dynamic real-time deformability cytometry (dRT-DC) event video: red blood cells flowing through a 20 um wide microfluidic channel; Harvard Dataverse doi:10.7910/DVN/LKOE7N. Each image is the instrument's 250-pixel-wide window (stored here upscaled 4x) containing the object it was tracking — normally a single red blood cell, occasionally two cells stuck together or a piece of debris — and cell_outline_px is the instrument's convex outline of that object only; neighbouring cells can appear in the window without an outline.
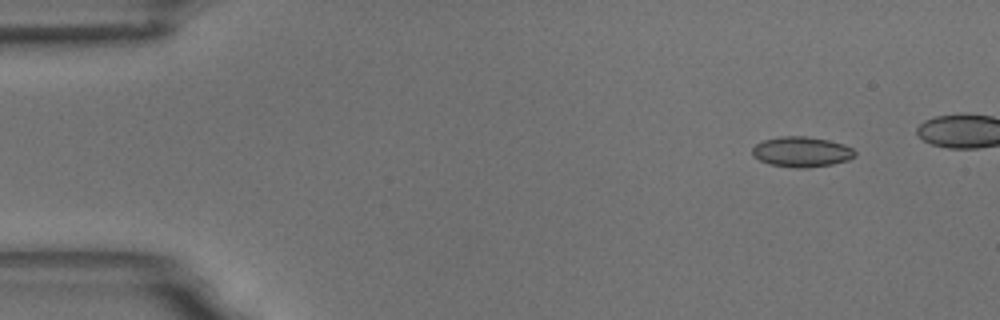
{"species": "common noctule bat (a hibernating species)", "species_latin": "Nyctalus noctula", "temperature_condition": "room temperature", "stored_images_in_passage": 47, "camera_frame_rate_fps": 3000, "um_per_image_px": 0.085, "animal": {"sex": "male", "body_mass_g": 18.8}, "frame": {"image": 1, "passage_image": 1, "time_ms": 0.0, "image_size_px": [1000, 320], "cell_outline_px": [[856, 156], [848, 160], [832, 164], [808, 168], [792, 168], [768, 164], [752, 156], [752, 148], [756, 144], [764, 140], [780, 136], [808, 136], [828, 140], [844, 144], [852, 148], [856, 152]], "centroid_in_image_um": [68.13, 12.91], "position_along_channel_um": 16.9, "area_um2": 18.32}}
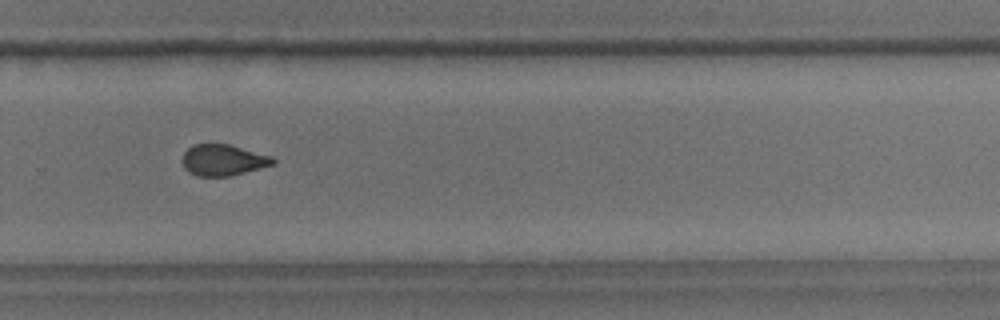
{"frame": {"image": 2, "passage_image": 35, "time_ms": 11.333, "image_size_px": [1000, 320], "cell_outline_px": [[276, 160], [272, 164], [244, 172], [228, 176], [196, 176], [188, 172], [184, 168], [180, 160], [184, 152], [192, 144], [228, 144], [272, 156]], "centroid_in_image_um": [18.89, 13.6], "position_along_channel_um": 310.9, "area_um2": 16.42}}
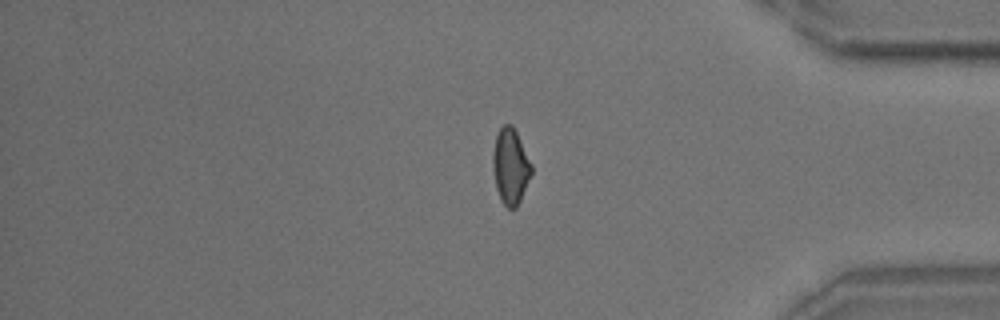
{"frame": {"image": 3, "passage_image": 44, "time_ms": 14.333, "image_size_px": [1000, 320], "cell_outline_px": [[532, 172], [520, 200], [516, 208], [508, 208], [500, 200], [496, 188], [492, 168], [492, 152], [496, 136], [500, 128], [504, 124], [512, 124], [532, 164]], "centroid_in_image_um": [43.37, 14.14], "position_along_channel_um": 391.8, "area_um2": 16.99}, "authors_computed_cell_mechanics": {"area_um2": 17.4556, "velocity_mm_per_s": 3.4545, "shape_relaxation_time_tau1_ms": 7.7353, "shape_relaxation_time_tau2_ms": 1.5905, "deformation_change_tau1": 0.1377, "deformation_change_tau2": 0.0605}}